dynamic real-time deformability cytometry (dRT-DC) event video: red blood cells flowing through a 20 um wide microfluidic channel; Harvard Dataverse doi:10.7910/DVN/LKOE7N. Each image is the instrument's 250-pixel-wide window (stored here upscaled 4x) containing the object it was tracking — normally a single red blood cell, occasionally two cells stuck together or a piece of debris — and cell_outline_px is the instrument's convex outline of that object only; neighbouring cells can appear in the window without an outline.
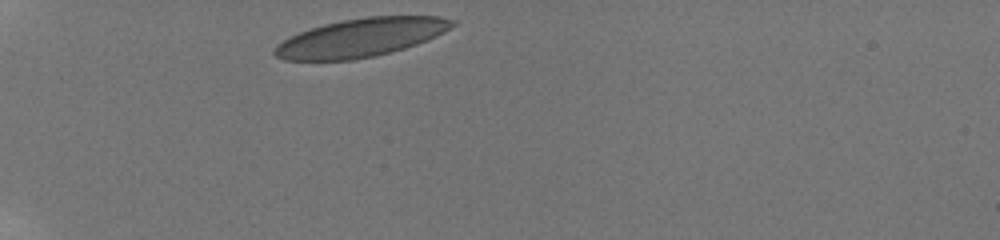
{"species": "human", "species_latin": "Homo sapiens", "temperature_condition": "room temperature", "stored_images_in_passage": 4, "camera_frame_rate_fps": 3000, "um_per_image_px": 0.085, "donor": {"sex": "male"}, "frame": {"image": 1, "passage_image": 1, "time_ms": 0.0, "image_size_px": [1000, 240], "cell_outline_px": [[456, 24], [444, 32], [428, 40], [404, 48], [372, 56], [352, 60], [284, 60], [276, 56], [272, 52], [276, 44], [300, 32], [324, 24], [344, 20], [368, 16], [440, 16], [456, 20]], "centroid_in_image_um": [30.7, 3.19], "position_along_channel_um": 54.3, "area_um2": 39.48}}